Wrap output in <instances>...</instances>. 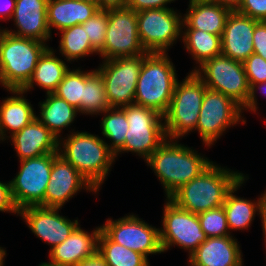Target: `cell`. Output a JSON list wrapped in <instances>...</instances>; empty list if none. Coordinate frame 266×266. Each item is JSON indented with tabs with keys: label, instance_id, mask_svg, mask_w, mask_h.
<instances>
[{
	"label": "cell",
	"instance_id": "e0dca14e",
	"mask_svg": "<svg viewBox=\"0 0 266 266\" xmlns=\"http://www.w3.org/2000/svg\"><path fill=\"white\" fill-rule=\"evenodd\" d=\"M44 196V207L61 208L82 189L99 193L59 153H53L51 174Z\"/></svg>",
	"mask_w": 266,
	"mask_h": 266
},
{
	"label": "cell",
	"instance_id": "f1b7e54d",
	"mask_svg": "<svg viewBox=\"0 0 266 266\" xmlns=\"http://www.w3.org/2000/svg\"><path fill=\"white\" fill-rule=\"evenodd\" d=\"M182 42L187 52L195 60L192 71L204 61L221 54V36L204 32L199 29H182Z\"/></svg>",
	"mask_w": 266,
	"mask_h": 266
},
{
	"label": "cell",
	"instance_id": "3957f363",
	"mask_svg": "<svg viewBox=\"0 0 266 266\" xmlns=\"http://www.w3.org/2000/svg\"><path fill=\"white\" fill-rule=\"evenodd\" d=\"M58 153L69 162L98 192L106 181L115 155L106 140L86 131H70L61 137Z\"/></svg>",
	"mask_w": 266,
	"mask_h": 266
},
{
	"label": "cell",
	"instance_id": "44dd1931",
	"mask_svg": "<svg viewBox=\"0 0 266 266\" xmlns=\"http://www.w3.org/2000/svg\"><path fill=\"white\" fill-rule=\"evenodd\" d=\"M232 235L207 238L188 257L190 266H243V253Z\"/></svg>",
	"mask_w": 266,
	"mask_h": 266
},
{
	"label": "cell",
	"instance_id": "9a60e30c",
	"mask_svg": "<svg viewBox=\"0 0 266 266\" xmlns=\"http://www.w3.org/2000/svg\"><path fill=\"white\" fill-rule=\"evenodd\" d=\"M112 219L108 218L100 226L101 231L111 241L143 254L147 258L150 254L163 253L159 228L149 225L134 213L117 220Z\"/></svg>",
	"mask_w": 266,
	"mask_h": 266
},
{
	"label": "cell",
	"instance_id": "9c48e42d",
	"mask_svg": "<svg viewBox=\"0 0 266 266\" xmlns=\"http://www.w3.org/2000/svg\"><path fill=\"white\" fill-rule=\"evenodd\" d=\"M193 72L207 88L230 97L241 107L246 104L250 86L243 62L220 54L204 61Z\"/></svg>",
	"mask_w": 266,
	"mask_h": 266
},
{
	"label": "cell",
	"instance_id": "836d02e7",
	"mask_svg": "<svg viewBox=\"0 0 266 266\" xmlns=\"http://www.w3.org/2000/svg\"><path fill=\"white\" fill-rule=\"evenodd\" d=\"M79 68L69 69L54 94L67 101L80 114L81 99L84 93V70Z\"/></svg>",
	"mask_w": 266,
	"mask_h": 266
},
{
	"label": "cell",
	"instance_id": "8992f818",
	"mask_svg": "<svg viewBox=\"0 0 266 266\" xmlns=\"http://www.w3.org/2000/svg\"><path fill=\"white\" fill-rule=\"evenodd\" d=\"M177 81L168 111L164 115L166 138L182 139L195 131L206 91L204 82L193 72ZM185 135V136H184Z\"/></svg>",
	"mask_w": 266,
	"mask_h": 266
},
{
	"label": "cell",
	"instance_id": "c3c4849f",
	"mask_svg": "<svg viewBox=\"0 0 266 266\" xmlns=\"http://www.w3.org/2000/svg\"><path fill=\"white\" fill-rule=\"evenodd\" d=\"M6 250L0 246V266H4V261H5V257H6Z\"/></svg>",
	"mask_w": 266,
	"mask_h": 266
},
{
	"label": "cell",
	"instance_id": "db71d44e",
	"mask_svg": "<svg viewBox=\"0 0 266 266\" xmlns=\"http://www.w3.org/2000/svg\"><path fill=\"white\" fill-rule=\"evenodd\" d=\"M263 236H264V238H265V239H264V240H265L264 242H265V245H266V235H263ZM265 247H266V246H265Z\"/></svg>",
	"mask_w": 266,
	"mask_h": 266
},
{
	"label": "cell",
	"instance_id": "30bf717a",
	"mask_svg": "<svg viewBox=\"0 0 266 266\" xmlns=\"http://www.w3.org/2000/svg\"><path fill=\"white\" fill-rule=\"evenodd\" d=\"M142 47L149 53H167L182 39L183 15L172 7L137 12Z\"/></svg>",
	"mask_w": 266,
	"mask_h": 266
},
{
	"label": "cell",
	"instance_id": "52a82bcc",
	"mask_svg": "<svg viewBox=\"0 0 266 266\" xmlns=\"http://www.w3.org/2000/svg\"><path fill=\"white\" fill-rule=\"evenodd\" d=\"M124 113L129 126L124 145L114 154L115 159L119 154L132 152L145 161L166 139L164 116L137 104L124 106Z\"/></svg>",
	"mask_w": 266,
	"mask_h": 266
},
{
	"label": "cell",
	"instance_id": "8fae6325",
	"mask_svg": "<svg viewBox=\"0 0 266 266\" xmlns=\"http://www.w3.org/2000/svg\"><path fill=\"white\" fill-rule=\"evenodd\" d=\"M163 207L162 227L159 228L163 253L176 245L190 256L207 239L198 215L178 207L169 198Z\"/></svg>",
	"mask_w": 266,
	"mask_h": 266
},
{
	"label": "cell",
	"instance_id": "bcb514c9",
	"mask_svg": "<svg viewBox=\"0 0 266 266\" xmlns=\"http://www.w3.org/2000/svg\"><path fill=\"white\" fill-rule=\"evenodd\" d=\"M128 0H100V9L126 8Z\"/></svg>",
	"mask_w": 266,
	"mask_h": 266
},
{
	"label": "cell",
	"instance_id": "ee69618b",
	"mask_svg": "<svg viewBox=\"0 0 266 266\" xmlns=\"http://www.w3.org/2000/svg\"><path fill=\"white\" fill-rule=\"evenodd\" d=\"M75 266H108L104 258L97 252L91 257H88L76 264Z\"/></svg>",
	"mask_w": 266,
	"mask_h": 266
},
{
	"label": "cell",
	"instance_id": "b9f144b4",
	"mask_svg": "<svg viewBox=\"0 0 266 266\" xmlns=\"http://www.w3.org/2000/svg\"><path fill=\"white\" fill-rule=\"evenodd\" d=\"M257 89L260 90V92H262L264 95H266V82L257 83L250 87L249 97L246 104L242 107V112H244V110L251 112L253 111V113H256L258 111L257 108L259 107L257 106L258 103L256 95V93H258Z\"/></svg>",
	"mask_w": 266,
	"mask_h": 266
},
{
	"label": "cell",
	"instance_id": "7c38bea8",
	"mask_svg": "<svg viewBox=\"0 0 266 266\" xmlns=\"http://www.w3.org/2000/svg\"><path fill=\"white\" fill-rule=\"evenodd\" d=\"M149 52L134 57L103 60L96 69L105 82L110 107L134 104L135 91L143 59Z\"/></svg>",
	"mask_w": 266,
	"mask_h": 266
},
{
	"label": "cell",
	"instance_id": "8d00e7d4",
	"mask_svg": "<svg viewBox=\"0 0 266 266\" xmlns=\"http://www.w3.org/2000/svg\"><path fill=\"white\" fill-rule=\"evenodd\" d=\"M249 86L266 82V60L253 53L243 62Z\"/></svg>",
	"mask_w": 266,
	"mask_h": 266
},
{
	"label": "cell",
	"instance_id": "816d5d0a",
	"mask_svg": "<svg viewBox=\"0 0 266 266\" xmlns=\"http://www.w3.org/2000/svg\"><path fill=\"white\" fill-rule=\"evenodd\" d=\"M5 33V29H1V27H0V41H1V38H2V36H3V34Z\"/></svg>",
	"mask_w": 266,
	"mask_h": 266
},
{
	"label": "cell",
	"instance_id": "6da1fadb",
	"mask_svg": "<svg viewBox=\"0 0 266 266\" xmlns=\"http://www.w3.org/2000/svg\"><path fill=\"white\" fill-rule=\"evenodd\" d=\"M178 142L179 139L166 138L145 160L161 182L166 198L197 177L213 162L198 154L193 147Z\"/></svg>",
	"mask_w": 266,
	"mask_h": 266
},
{
	"label": "cell",
	"instance_id": "d6a6232c",
	"mask_svg": "<svg viewBox=\"0 0 266 266\" xmlns=\"http://www.w3.org/2000/svg\"><path fill=\"white\" fill-rule=\"evenodd\" d=\"M101 114L104 115L100 122L102 136L111 141L107 144L115 154L124 145L129 126L124 107H110Z\"/></svg>",
	"mask_w": 266,
	"mask_h": 266
},
{
	"label": "cell",
	"instance_id": "d590c367",
	"mask_svg": "<svg viewBox=\"0 0 266 266\" xmlns=\"http://www.w3.org/2000/svg\"><path fill=\"white\" fill-rule=\"evenodd\" d=\"M108 23V10L100 9L83 23L84 30L90 39L92 48L97 54L103 49Z\"/></svg>",
	"mask_w": 266,
	"mask_h": 266
},
{
	"label": "cell",
	"instance_id": "ac0fdd59",
	"mask_svg": "<svg viewBox=\"0 0 266 266\" xmlns=\"http://www.w3.org/2000/svg\"><path fill=\"white\" fill-rule=\"evenodd\" d=\"M258 22L238 11H231L221 36V54L244 62L254 53L253 32Z\"/></svg>",
	"mask_w": 266,
	"mask_h": 266
},
{
	"label": "cell",
	"instance_id": "83f0119b",
	"mask_svg": "<svg viewBox=\"0 0 266 266\" xmlns=\"http://www.w3.org/2000/svg\"><path fill=\"white\" fill-rule=\"evenodd\" d=\"M46 99L39 102L40 116L36 118L43 123L57 138L61 136L62 129L69 128L76 116L78 110L71 106L67 101L59 98L54 93L46 94Z\"/></svg>",
	"mask_w": 266,
	"mask_h": 266
},
{
	"label": "cell",
	"instance_id": "4fadbf2b",
	"mask_svg": "<svg viewBox=\"0 0 266 266\" xmlns=\"http://www.w3.org/2000/svg\"><path fill=\"white\" fill-rule=\"evenodd\" d=\"M20 170L10 180L11 195L18 210L43 206L53 164V154L19 161Z\"/></svg>",
	"mask_w": 266,
	"mask_h": 266
},
{
	"label": "cell",
	"instance_id": "60d3db41",
	"mask_svg": "<svg viewBox=\"0 0 266 266\" xmlns=\"http://www.w3.org/2000/svg\"><path fill=\"white\" fill-rule=\"evenodd\" d=\"M176 0H128L127 8L135 12L147 9H163L169 8L167 5Z\"/></svg>",
	"mask_w": 266,
	"mask_h": 266
},
{
	"label": "cell",
	"instance_id": "7402d4cb",
	"mask_svg": "<svg viewBox=\"0 0 266 266\" xmlns=\"http://www.w3.org/2000/svg\"><path fill=\"white\" fill-rule=\"evenodd\" d=\"M9 139L19 161L58 153V138L37 118Z\"/></svg>",
	"mask_w": 266,
	"mask_h": 266
},
{
	"label": "cell",
	"instance_id": "1f68e13d",
	"mask_svg": "<svg viewBox=\"0 0 266 266\" xmlns=\"http://www.w3.org/2000/svg\"><path fill=\"white\" fill-rule=\"evenodd\" d=\"M98 252L108 266H150L146 256L111 241L102 231L98 239Z\"/></svg>",
	"mask_w": 266,
	"mask_h": 266
},
{
	"label": "cell",
	"instance_id": "484cf974",
	"mask_svg": "<svg viewBox=\"0 0 266 266\" xmlns=\"http://www.w3.org/2000/svg\"><path fill=\"white\" fill-rule=\"evenodd\" d=\"M56 50L48 47L40 56L35 70L28 83L21 89L25 95L35 88V84L46 90V94L54 93L65 74L69 71L63 59L55 56Z\"/></svg>",
	"mask_w": 266,
	"mask_h": 266
},
{
	"label": "cell",
	"instance_id": "ab89813d",
	"mask_svg": "<svg viewBox=\"0 0 266 266\" xmlns=\"http://www.w3.org/2000/svg\"><path fill=\"white\" fill-rule=\"evenodd\" d=\"M0 212L17 214L16 208L11 195L10 181L8 183L0 181Z\"/></svg>",
	"mask_w": 266,
	"mask_h": 266
},
{
	"label": "cell",
	"instance_id": "2e32d148",
	"mask_svg": "<svg viewBox=\"0 0 266 266\" xmlns=\"http://www.w3.org/2000/svg\"><path fill=\"white\" fill-rule=\"evenodd\" d=\"M60 208L43 206H29L19 210L18 216L22 217L31 232L40 238L50 250L61 244L80 225L78 218L70 220L60 215Z\"/></svg>",
	"mask_w": 266,
	"mask_h": 266
},
{
	"label": "cell",
	"instance_id": "7dc6e473",
	"mask_svg": "<svg viewBox=\"0 0 266 266\" xmlns=\"http://www.w3.org/2000/svg\"><path fill=\"white\" fill-rule=\"evenodd\" d=\"M242 0H216L219 5L229 8L231 11H236Z\"/></svg>",
	"mask_w": 266,
	"mask_h": 266
},
{
	"label": "cell",
	"instance_id": "f6af8a7d",
	"mask_svg": "<svg viewBox=\"0 0 266 266\" xmlns=\"http://www.w3.org/2000/svg\"><path fill=\"white\" fill-rule=\"evenodd\" d=\"M259 199V216L262 225L263 234L266 235V190L260 195Z\"/></svg>",
	"mask_w": 266,
	"mask_h": 266
},
{
	"label": "cell",
	"instance_id": "f5cc1de1",
	"mask_svg": "<svg viewBox=\"0 0 266 266\" xmlns=\"http://www.w3.org/2000/svg\"><path fill=\"white\" fill-rule=\"evenodd\" d=\"M39 266H48V265H46V264H44V263L41 262V263L39 264Z\"/></svg>",
	"mask_w": 266,
	"mask_h": 266
},
{
	"label": "cell",
	"instance_id": "4316f807",
	"mask_svg": "<svg viewBox=\"0 0 266 266\" xmlns=\"http://www.w3.org/2000/svg\"><path fill=\"white\" fill-rule=\"evenodd\" d=\"M244 177L229 191L223 204L229 230H248L256 214L259 215V199L249 200L238 197L235 193L249 178ZM257 212V213H256Z\"/></svg>",
	"mask_w": 266,
	"mask_h": 266
},
{
	"label": "cell",
	"instance_id": "f907efd6",
	"mask_svg": "<svg viewBox=\"0 0 266 266\" xmlns=\"http://www.w3.org/2000/svg\"><path fill=\"white\" fill-rule=\"evenodd\" d=\"M83 1L94 3V4H96L97 6L100 7V0H83Z\"/></svg>",
	"mask_w": 266,
	"mask_h": 266
},
{
	"label": "cell",
	"instance_id": "ffe728a7",
	"mask_svg": "<svg viewBox=\"0 0 266 266\" xmlns=\"http://www.w3.org/2000/svg\"><path fill=\"white\" fill-rule=\"evenodd\" d=\"M48 0H16L12 19L16 30L5 28L15 36L47 42L52 39L47 23Z\"/></svg>",
	"mask_w": 266,
	"mask_h": 266
},
{
	"label": "cell",
	"instance_id": "5bb4252c",
	"mask_svg": "<svg viewBox=\"0 0 266 266\" xmlns=\"http://www.w3.org/2000/svg\"><path fill=\"white\" fill-rule=\"evenodd\" d=\"M138 33L137 12L129 8L108 9V23L103 49L104 60L145 54Z\"/></svg>",
	"mask_w": 266,
	"mask_h": 266
},
{
	"label": "cell",
	"instance_id": "f35d334b",
	"mask_svg": "<svg viewBox=\"0 0 266 266\" xmlns=\"http://www.w3.org/2000/svg\"><path fill=\"white\" fill-rule=\"evenodd\" d=\"M254 53L266 60V21H259L253 32Z\"/></svg>",
	"mask_w": 266,
	"mask_h": 266
},
{
	"label": "cell",
	"instance_id": "681fc988",
	"mask_svg": "<svg viewBox=\"0 0 266 266\" xmlns=\"http://www.w3.org/2000/svg\"><path fill=\"white\" fill-rule=\"evenodd\" d=\"M189 2H192V3L215 2L216 3V0H189Z\"/></svg>",
	"mask_w": 266,
	"mask_h": 266
},
{
	"label": "cell",
	"instance_id": "4dcf8cb0",
	"mask_svg": "<svg viewBox=\"0 0 266 266\" xmlns=\"http://www.w3.org/2000/svg\"><path fill=\"white\" fill-rule=\"evenodd\" d=\"M59 33H61V39L58 50L64 61L66 60V62L71 63L94 53L97 55L82 24L61 30Z\"/></svg>",
	"mask_w": 266,
	"mask_h": 266
},
{
	"label": "cell",
	"instance_id": "d4e9b609",
	"mask_svg": "<svg viewBox=\"0 0 266 266\" xmlns=\"http://www.w3.org/2000/svg\"><path fill=\"white\" fill-rule=\"evenodd\" d=\"M230 12L229 8L215 2H189L183 15L182 29H199L222 36Z\"/></svg>",
	"mask_w": 266,
	"mask_h": 266
},
{
	"label": "cell",
	"instance_id": "d6986e66",
	"mask_svg": "<svg viewBox=\"0 0 266 266\" xmlns=\"http://www.w3.org/2000/svg\"><path fill=\"white\" fill-rule=\"evenodd\" d=\"M79 225L61 244L49 250L48 266H75L98 252V239L101 227L90 232Z\"/></svg>",
	"mask_w": 266,
	"mask_h": 266
},
{
	"label": "cell",
	"instance_id": "e575fe53",
	"mask_svg": "<svg viewBox=\"0 0 266 266\" xmlns=\"http://www.w3.org/2000/svg\"><path fill=\"white\" fill-rule=\"evenodd\" d=\"M197 215L200 226L207 238L232 235L223 206L201 212Z\"/></svg>",
	"mask_w": 266,
	"mask_h": 266
},
{
	"label": "cell",
	"instance_id": "7bdbcfd3",
	"mask_svg": "<svg viewBox=\"0 0 266 266\" xmlns=\"http://www.w3.org/2000/svg\"><path fill=\"white\" fill-rule=\"evenodd\" d=\"M16 0H0V20L10 21L14 14Z\"/></svg>",
	"mask_w": 266,
	"mask_h": 266
},
{
	"label": "cell",
	"instance_id": "277c9868",
	"mask_svg": "<svg viewBox=\"0 0 266 266\" xmlns=\"http://www.w3.org/2000/svg\"><path fill=\"white\" fill-rule=\"evenodd\" d=\"M175 69L168 53H148L140 69L134 104L154 109L164 116L178 81Z\"/></svg>",
	"mask_w": 266,
	"mask_h": 266
},
{
	"label": "cell",
	"instance_id": "f546056e",
	"mask_svg": "<svg viewBox=\"0 0 266 266\" xmlns=\"http://www.w3.org/2000/svg\"><path fill=\"white\" fill-rule=\"evenodd\" d=\"M110 108L105 93V82L100 73L94 70L84 71V93L81 99L80 115H100Z\"/></svg>",
	"mask_w": 266,
	"mask_h": 266
},
{
	"label": "cell",
	"instance_id": "cb8c5ba5",
	"mask_svg": "<svg viewBox=\"0 0 266 266\" xmlns=\"http://www.w3.org/2000/svg\"><path fill=\"white\" fill-rule=\"evenodd\" d=\"M100 7L83 0H48L47 23L52 35L53 29L61 31L85 23Z\"/></svg>",
	"mask_w": 266,
	"mask_h": 266
},
{
	"label": "cell",
	"instance_id": "74e56055",
	"mask_svg": "<svg viewBox=\"0 0 266 266\" xmlns=\"http://www.w3.org/2000/svg\"><path fill=\"white\" fill-rule=\"evenodd\" d=\"M257 21H266V0H242L236 10Z\"/></svg>",
	"mask_w": 266,
	"mask_h": 266
},
{
	"label": "cell",
	"instance_id": "ba28073f",
	"mask_svg": "<svg viewBox=\"0 0 266 266\" xmlns=\"http://www.w3.org/2000/svg\"><path fill=\"white\" fill-rule=\"evenodd\" d=\"M242 113V107L233 99L206 88L195 129L203 145L211 148L228 128L245 124L247 120Z\"/></svg>",
	"mask_w": 266,
	"mask_h": 266
},
{
	"label": "cell",
	"instance_id": "7a4b0ae2",
	"mask_svg": "<svg viewBox=\"0 0 266 266\" xmlns=\"http://www.w3.org/2000/svg\"><path fill=\"white\" fill-rule=\"evenodd\" d=\"M229 169L213 161L197 177L175 191L169 199L178 207L194 214L221 207L229 191L245 175Z\"/></svg>",
	"mask_w": 266,
	"mask_h": 266
},
{
	"label": "cell",
	"instance_id": "603a6c76",
	"mask_svg": "<svg viewBox=\"0 0 266 266\" xmlns=\"http://www.w3.org/2000/svg\"><path fill=\"white\" fill-rule=\"evenodd\" d=\"M8 91L13 96H7L0 103V141H5L36 118L34 107L22 90ZM8 131L11 133L9 136Z\"/></svg>",
	"mask_w": 266,
	"mask_h": 266
},
{
	"label": "cell",
	"instance_id": "5b68a950",
	"mask_svg": "<svg viewBox=\"0 0 266 266\" xmlns=\"http://www.w3.org/2000/svg\"><path fill=\"white\" fill-rule=\"evenodd\" d=\"M48 47L45 42L5 31L0 41V85L6 90H21Z\"/></svg>",
	"mask_w": 266,
	"mask_h": 266
}]
</instances>
